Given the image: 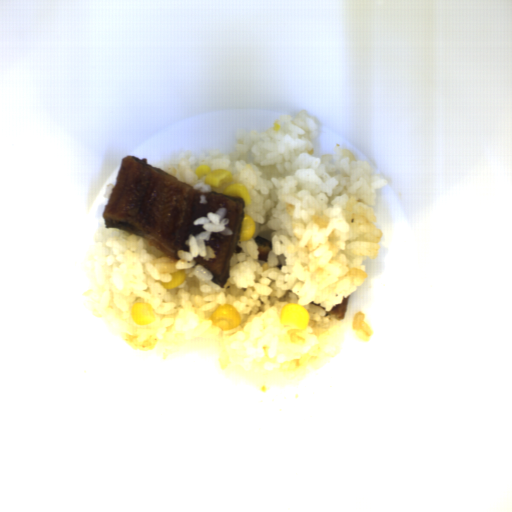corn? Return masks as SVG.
I'll list each match as a JSON object with an SVG mask.
<instances>
[{
	"label": "corn",
	"instance_id": "cfcad685",
	"mask_svg": "<svg viewBox=\"0 0 512 512\" xmlns=\"http://www.w3.org/2000/svg\"><path fill=\"white\" fill-rule=\"evenodd\" d=\"M130 310L135 325L145 326L151 324L154 319L152 304L137 302L131 305Z\"/></svg>",
	"mask_w": 512,
	"mask_h": 512
},
{
	"label": "corn",
	"instance_id": "5cfa1b94",
	"mask_svg": "<svg viewBox=\"0 0 512 512\" xmlns=\"http://www.w3.org/2000/svg\"><path fill=\"white\" fill-rule=\"evenodd\" d=\"M196 175L199 179L205 175L204 183L215 188L232 181L230 171L224 169L212 170L209 165L205 164L196 168Z\"/></svg>",
	"mask_w": 512,
	"mask_h": 512
},
{
	"label": "corn",
	"instance_id": "30e3d8cc",
	"mask_svg": "<svg viewBox=\"0 0 512 512\" xmlns=\"http://www.w3.org/2000/svg\"><path fill=\"white\" fill-rule=\"evenodd\" d=\"M169 274L171 275L170 281H168V282L160 281V285L168 291L172 290V289H176L179 285H181L185 281V279L187 277L186 269L178 270L174 273H169Z\"/></svg>",
	"mask_w": 512,
	"mask_h": 512
},
{
	"label": "corn",
	"instance_id": "f1292c28",
	"mask_svg": "<svg viewBox=\"0 0 512 512\" xmlns=\"http://www.w3.org/2000/svg\"><path fill=\"white\" fill-rule=\"evenodd\" d=\"M210 320L220 330L233 329L240 325L241 317L233 305H219L210 316Z\"/></svg>",
	"mask_w": 512,
	"mask_h": 512
},
{
	"label": "corn",
	"instance_id": "51d56268",
	"mask_svg": "<svg viewBox=\"0 0 512 512\" xmlns=\"http://www.w3.org/2000/svg\"><path fill=\"white\" fill-rule=\"evenodd\" d=\"M279 323L282 326L304 330L308 327L309 315L303 306L296 303H288L281 308Z\"/></svg>",
	"mask_w": 512,
	"mask_h": 512
},
{
	"label": "corn",
	"instance_id": "79e197a2",
	"mask_svg": "<svg viewBox=\"0 0 512 512\" xmlns=\"http://www.w3.org/2000/svg\"><path fill=\"white\" fill-rule=\"evenodd\" d=\"M223 194L229 198H241L246 205L251 203L249 189L241 182L233 183L226 188Z\"/></svg>",
	"mask_w": 512,
	"mask_h": 512
},
{
	"label": "corn",
	"instance_id": "2b8c4276",
	"mask_svg": "<svg viewBox=\"0 0 512 512\" xmlns=\"http://www.w3.org/2000/svg\"><path fill=\"white\" fill-rule=\"evenodd\" d=\"M255 232H256V226H255L254 220L252 219L251 216H249L248 214H246L244 212L240 231H239L238 241L240 243L249 241L250 239L253 238V236L255 235Z\"/></svg>",
	"mask_w": 512,
	"mask_h": 512
}]
</instances>
